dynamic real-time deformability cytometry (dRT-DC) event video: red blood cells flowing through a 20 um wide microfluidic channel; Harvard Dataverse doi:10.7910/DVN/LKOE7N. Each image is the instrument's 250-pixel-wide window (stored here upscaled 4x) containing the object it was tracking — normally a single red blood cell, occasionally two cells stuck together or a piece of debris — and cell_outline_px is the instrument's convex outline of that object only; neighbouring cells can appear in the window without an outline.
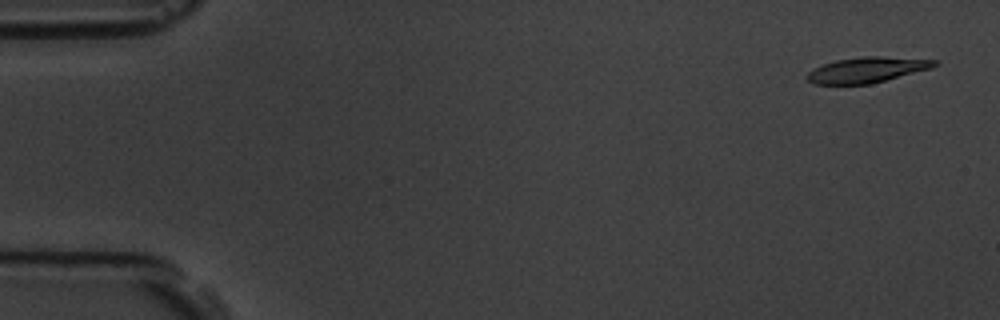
{"species": "common noctule bat (a hibernating species)", "species_latin": "Nyctalus noctula", "temperature_condition": "room temperature", "stored_images_in_passage": 6, "camera_frame_rate_fps": 3000, "um_per_image_px": 0.085, "animal": {"sex": "male", "body_mass_g": 19.5, "forearm_length_mm": 54.6}, "frame": {"image": 1, "passage_image": 1, "time_ms": 0.0, "image_size_px": [1000, 320], "cell_outline_px": [[940, 64], [932, 68], [872, 84], [812, 84], [804, 76], [812, 68], [836, 60], [864, 56], [880, 56], [940, 60]], "centroid_in_image_um": [73.71, 5.94], "position_along_channel_um": 11.3, "area_um2": 19.19}}
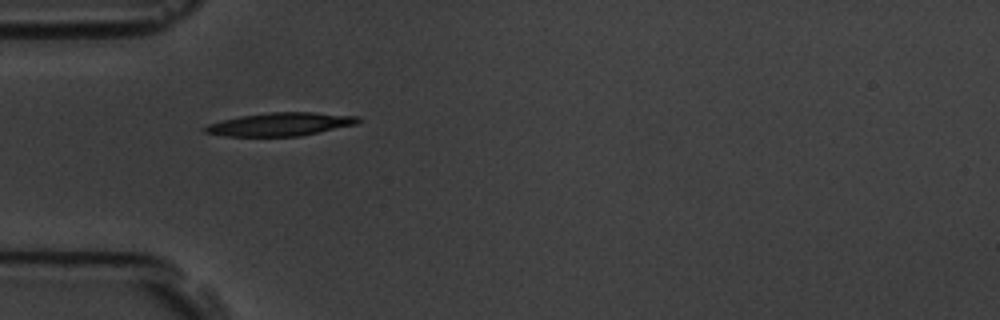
{"frame": {"image": 2, "passage_image": 5, "time_ms": 4.667, "image_size_px": [1000, 320], "cell_outline_px": [[360, 120], [356, 124], [300, 136], [224, 136], [204, 132], [200, 128], [208, 124], [220, 120], [240, 116], [272, 112], [316, 112], [360, 116]], "centroid_in_image_um": [23.79, 10.55], "position_along_channel_um": 61.2, "area_um2": 20.81}}
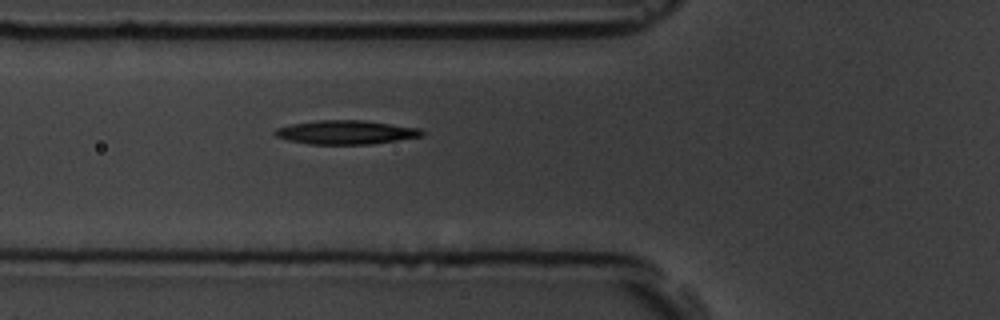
{"frame": {"image": 3, "passage_image": 6, "time_ms": 5.667, "image_size_px": [1000, 320], "cell_outline_px": [[424, 136], [372, 144], [308, 144], [288, 140], [276, 136], [272, 132], [276, 128], [292, 124], [316, 120], [364, 120], [420, 128], [424, 132]], "centroid_in_image_um": [29.41, 11.24], "position_along_channel_um": 96.4, "area_um2": 20.52}}